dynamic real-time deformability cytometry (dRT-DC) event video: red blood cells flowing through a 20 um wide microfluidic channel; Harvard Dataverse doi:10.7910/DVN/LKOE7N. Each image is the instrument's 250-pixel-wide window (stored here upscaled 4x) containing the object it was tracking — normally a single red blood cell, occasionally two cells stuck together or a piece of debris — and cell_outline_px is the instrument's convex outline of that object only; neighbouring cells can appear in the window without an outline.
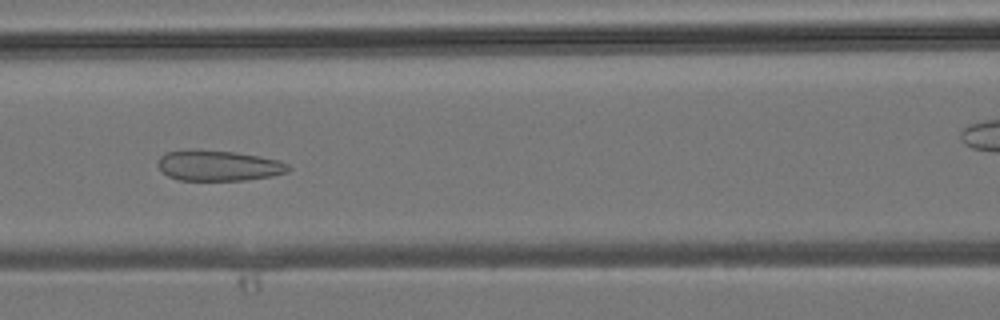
{"species": "common noctule bat (a hibernating species)", "species_latin": "Nyctalus noctula", "temperature_condition": "room temperature", "stored_images_in_passage": 32, "camera_frame_rate_fps": 3000, "um_per_image_px": 0.085, "animal": {"sex": "male", "body_mass_g": 19.2, "forearm_length_mm": 51.8}, "frame": {"image": 1, "passage_image": 8, "time_ms": 2.333, "image_size_px": [1000, 320], "cell_outline_px": [[292, 168], [288, 172], [272, 176], [244, 180], [180, 180], [168, 176], [156, 164], [160, 156], [164, 152], [188, 148], [200, 148], [236, 152], [260, 156], [280, 160], [288, 164]], "centroid_in_image_um": [18.56, 14.04], "position_along_channel_um": 148.0, "area_um2": 23.81}}
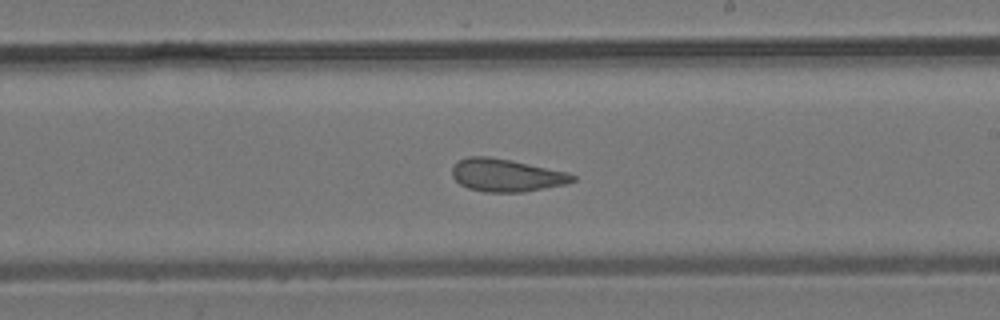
{"frame": {"image": 2, "passage_image": 14, "time_ms": 4.333, "image_size_px": [1000, 320], "cell_outline_px": [[576, 180], [564, 184], [524, 192], [484, 192], [468, 188], [460, 184], [452, 176], [452, 168], [460, 160], [468, 156], [488, 156], [568, 172], [576, 176]], "centroid_in_image_um": [43.03, 14.9], "position_along_channel_um": 246.0, "area_um2": 22.72}}
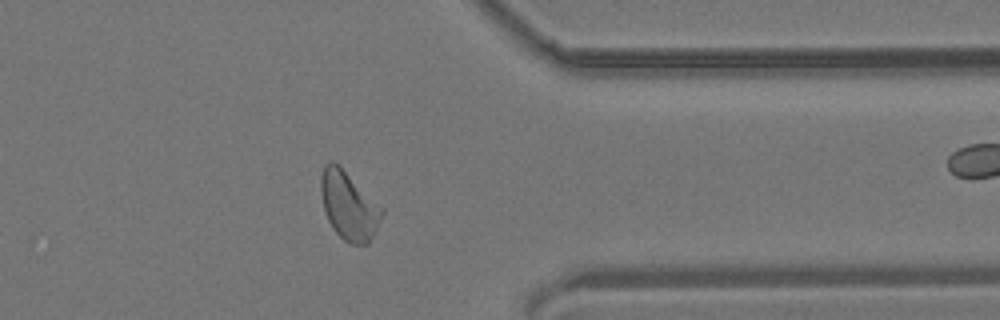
{"frame": {"image": 3, "passage_image": 23, "time_ms": 7.333, "image_size_px": [1000, 320], "cell_outline_px": [[384, 212], [376, 232], [368, 244], [352, 244], [344, 240], [336, 232], [328, 220], [324, 208], [320, 192], [320, 176], [324, 164], [328, 160], [332, 160], [384, 208]], "centroid_in_image_um": [29.65, 17.49], "position_along_channel_um": 381.8, "area_um2": 24.1}}